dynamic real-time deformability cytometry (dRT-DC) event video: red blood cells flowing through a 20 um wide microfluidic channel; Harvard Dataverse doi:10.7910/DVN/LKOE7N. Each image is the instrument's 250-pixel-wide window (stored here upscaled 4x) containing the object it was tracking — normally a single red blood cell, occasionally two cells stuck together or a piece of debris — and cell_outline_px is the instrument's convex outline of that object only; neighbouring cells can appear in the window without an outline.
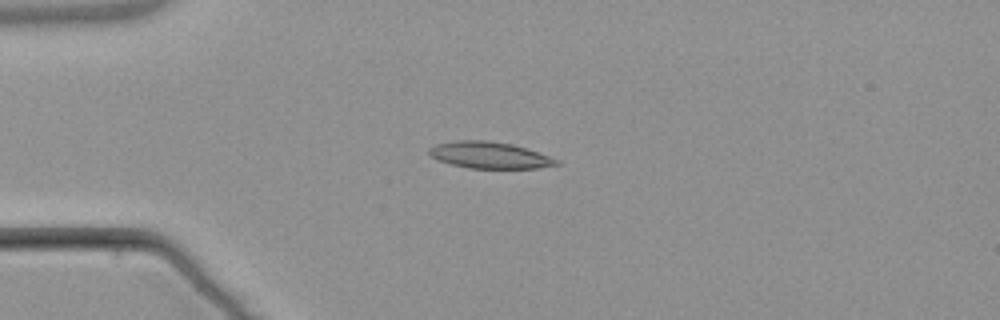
{"species": "common noctule bat (a hibernating species)", "species_latin": "Nyctalus noctula", "temperature_condition": "warm", "stored_images_in_passage": 4, "camera_frame_rate_fps": 3000, "um_per_image_px": 0.085, "animal": {"sex": "male", "body_mass_g": 21.5, "forearm_length_mm": 52.0}, "frame": {"image": 1, "passage_image": 4, "time_ms": 3.667, "image_size_px": [1000, 320], "cell_outline_px": [[560, 164], [536, 168], [468, 168], [452, 164], [440, 160], [432, 156], [428, 152], [428, 148], [436, 144], [456, 140], [488, 140], [512, 144], [560, 160]], "centroid_in_image_um": [41.59, 13.18], "position_along_channel_um": 43.4, "area_um2": 19.48}}